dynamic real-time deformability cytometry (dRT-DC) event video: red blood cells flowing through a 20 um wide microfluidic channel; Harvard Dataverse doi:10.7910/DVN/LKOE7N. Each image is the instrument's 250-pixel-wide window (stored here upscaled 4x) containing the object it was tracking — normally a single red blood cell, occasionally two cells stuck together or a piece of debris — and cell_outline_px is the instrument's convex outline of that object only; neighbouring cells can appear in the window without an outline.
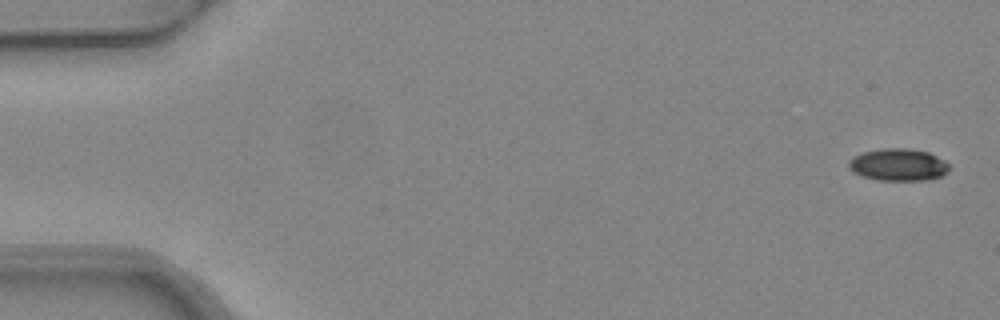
{"species": "common noctule bat (a hibernating species)", "species_latin": "Nyctalus noctula", "temperature_condition": "warm", "stored_images_in_passage": 5, "camera_frame_rate_fps": 3000, "um_per_image_px": 0.085, "animal": {"sex": "female", "body_mass_g": 24.6, "forearm_length_mm": 56.2}, "frame": {"image": 1, "passage_image": 1, "time_ms": 0.0, "image_size_px": [1000, 320], "cell_outline_px": [[948, 172], [940, 176], [924, 180], [876, 180], [852, 172], [848, 168], [848, 160], [852, 156], [864, 152], [880, 148], [908, 148], [928, 152], [944, 160], [948, 164]], "centroid_in_image_um": [76.31, 13.99], "position_along_channel_um": 8.7, "area_um2": 18.9}}
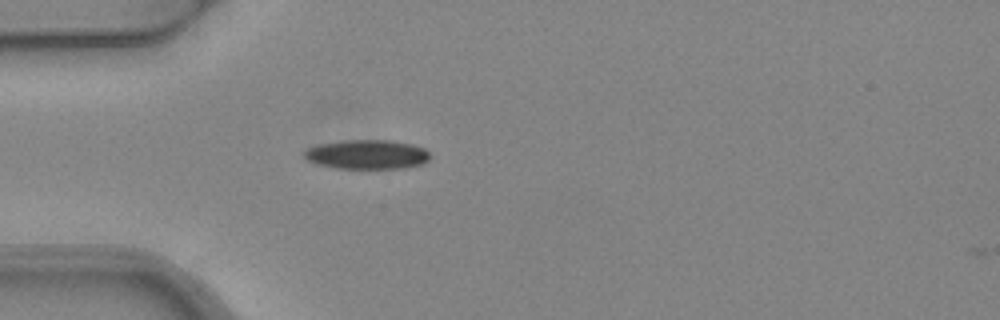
{"frame": {"image": 2, "passage_image": 5, "time_ms": 1.333, "image_size_px": [1000, 320], "cell_outline_px": [[432, 156], [424, 164], [404, 168], [336, 168], [320, 164], [308, 160], [304, 156], [304, 152], [308, 148], [316, 144], [344, 140], [392, 140], [412, 144], [424, 148]], "centroid_in_image_um": [31.24, 13.12], "position_along_channel_um": 53.8, "area_um2": 21.56}}